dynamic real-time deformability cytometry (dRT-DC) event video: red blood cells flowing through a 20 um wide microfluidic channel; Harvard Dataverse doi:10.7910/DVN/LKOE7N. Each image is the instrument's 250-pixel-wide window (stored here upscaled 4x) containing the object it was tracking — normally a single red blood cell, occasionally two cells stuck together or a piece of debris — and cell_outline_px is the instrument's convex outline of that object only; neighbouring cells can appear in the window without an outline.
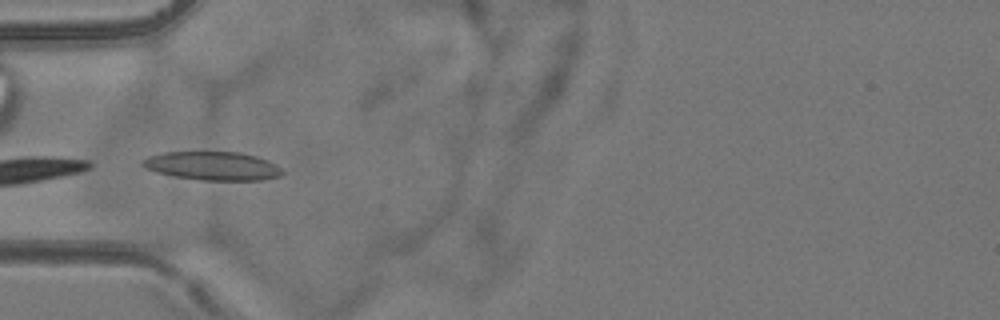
{"species": "common noctule bat (a hibernating species)", "species_latin": "Nyctalus noctula", "temperature_condition": "room temperature", "stored_images_in_passage": 11, "camera_frame_rate_fps": 3000, "um_per_image_px": 0.085, "animal": {"sex": "female", "body_mass_g": 24.6, "forearm_length_mm": 56.2}, "frame": {"image": 1, "passage_image": 2, "time_ms": 1.0, "image_size_px": [1000, 320], "cell_outline_px": [[284, 172], [280, 176], [260, 180], [200, 180], [176, 176], [156, 172], [140, 164], [148, 156], [164, 152], [240, 152], [256, 156], [268, 160], [276, 164]], "centroid_in_image_um": [18.1, 14.1], "position_along_channel_um": 66.9, "area_um2": 23.12}}